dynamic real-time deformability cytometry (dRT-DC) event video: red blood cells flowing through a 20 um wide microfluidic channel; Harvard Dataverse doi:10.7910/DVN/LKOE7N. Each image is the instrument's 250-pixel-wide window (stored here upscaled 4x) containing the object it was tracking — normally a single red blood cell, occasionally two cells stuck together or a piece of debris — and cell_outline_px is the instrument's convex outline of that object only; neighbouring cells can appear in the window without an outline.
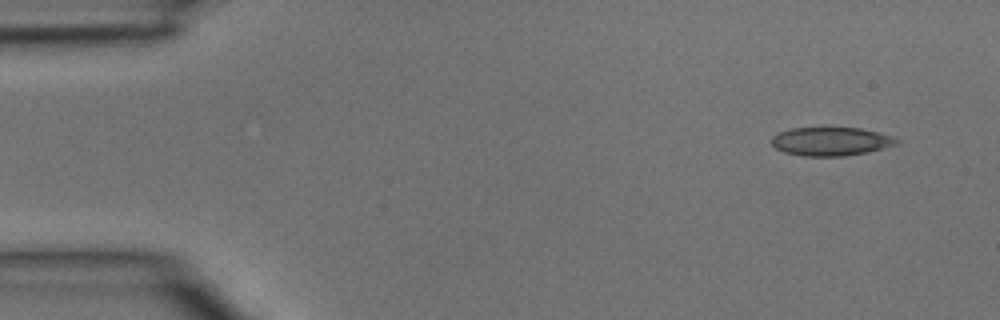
{"species": "common noctule bat (a hibernating species)", "species_latin": "Nyctalus noctula", "temperature_condition": "room temperature", "stored_images_in_passage": 3, "camera_frame_rate_fps": 3000, "um_per_image_px": 0.085, "animal": {"sex": "male", "body_mass_g": 15.6}, "frame": {"image": 1, "passage_image": 1, "time_ms": 0.0, "image_size_px": [1000, 320], "cell_outline_px": [[900, 144], [868, 152], [844, 156], [804, 156], [784, 152], [776, 148], [772, 144], [772, 136], [780, 132], [792, 128], [860, 128], [892, 136], [900, 140]], "centroid_in_image_um": [70.66, 12.03], "position_along_channel_um": 14.3, "area_um2": 20.75}}
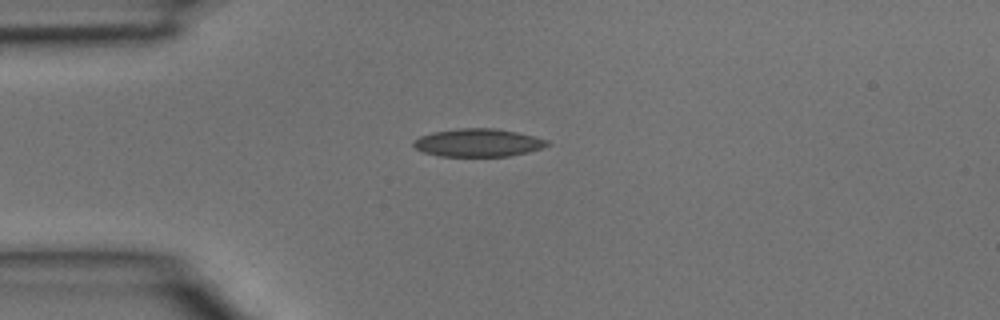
{"frame": {"image": 2, "passage_image": 3, "time_ms": 0.667, "image_size_px": [1000, 320], "cell_outline_px": [[552, 144], [528, 152], [508, 156], [440, 156], [424, 152], [416, 148], [412, 144], [412, 140], [420, 136], [432, 132], [460, 128], [496, 128], [516, 132], [548, 140]], "centroid_in_image_um": [40.62, 12.12], "position_along_channel_um": 44.4, "area_um2": 21.73}}